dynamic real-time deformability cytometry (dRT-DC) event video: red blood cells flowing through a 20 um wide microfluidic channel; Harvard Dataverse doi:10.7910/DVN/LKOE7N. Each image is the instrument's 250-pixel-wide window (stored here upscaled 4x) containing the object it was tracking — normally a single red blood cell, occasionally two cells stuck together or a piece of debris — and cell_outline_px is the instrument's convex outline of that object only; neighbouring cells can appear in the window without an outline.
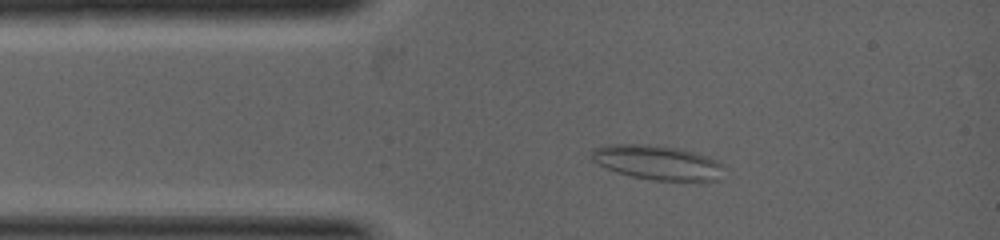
{"species": "common noctule bat (a hibernating species)", "species_latin": "Nyctalus noctula", "temperature_condition": "warm", "stored_images_in_passage": 9, "camera_frame_rate_fps": 5000, "um_per_image_px": 0.085, "animal": {"sex": "female", "body_mass_g": 19.0, "forearm_length_mm": 53.3}, "frame": {"image": 1, "passage_image": 3, "time_ms": 0.8, "image_size_px": [1000, 240], "cell_outline_px": [[724, 164], [720, 180], [652, 180], [632, 176], [616, 172], [592, 160], [592, 152], [596, 148], [612, 144], [644, 144], [676, 148], [696, 152], [708, 156]], "centroid_in_image_um": [55.93, 13.81], "position_along_channel_um": 29.1, "area_um2": 26.24}}
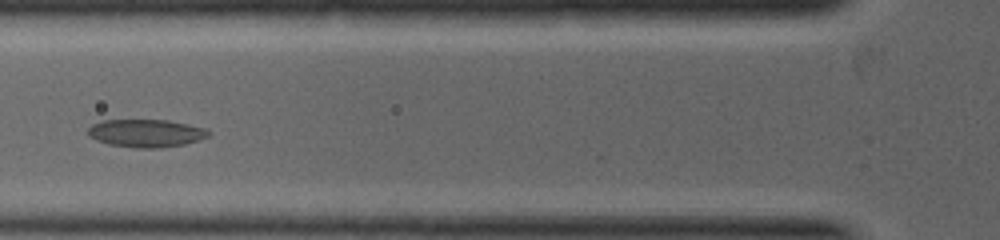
{"frame": {"image": 2, "passage_image": 7, "time_ms": 2.2, "image_size_px": [1000, 240], "cell_outline_px": [[208, 136], [200, 140], [184, 144], [160, 148], [136, 148], [108, 144], [96, 140], [88, 136], [88, 128], [92, 124], [104, 120], [168, 120], [208, 128]], "centroid_in_image_um": [12.41, 11.32], "position_along_channel_um": 113.4, "area_um2": 19.65}}
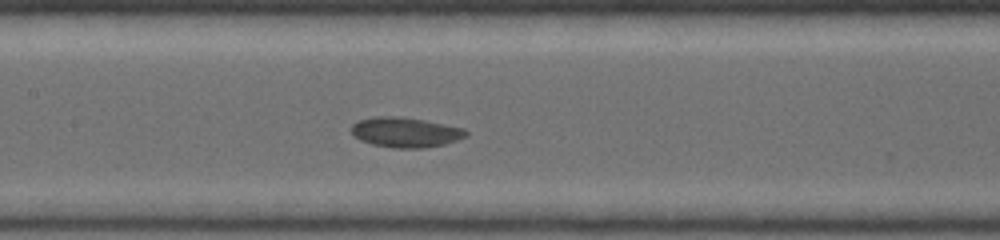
{"frame": {"image": 3, "passage_image": 9, "time_ms": 3.0, "image_size_px": [1000, 240], "cell_outline_px": [[468, 136], [444, 144], [424, 148], [392, 148], [372, 144], [360, 140], [352, 136], [348, 128], [356, 120], [372, 116], [400, 116], [424, 120], [464, 128], [468, 132]], "centroid_in_image_um": [34.39, 11.23], "position_along_channel_um": 173.0, "area_um2": 20.46}}